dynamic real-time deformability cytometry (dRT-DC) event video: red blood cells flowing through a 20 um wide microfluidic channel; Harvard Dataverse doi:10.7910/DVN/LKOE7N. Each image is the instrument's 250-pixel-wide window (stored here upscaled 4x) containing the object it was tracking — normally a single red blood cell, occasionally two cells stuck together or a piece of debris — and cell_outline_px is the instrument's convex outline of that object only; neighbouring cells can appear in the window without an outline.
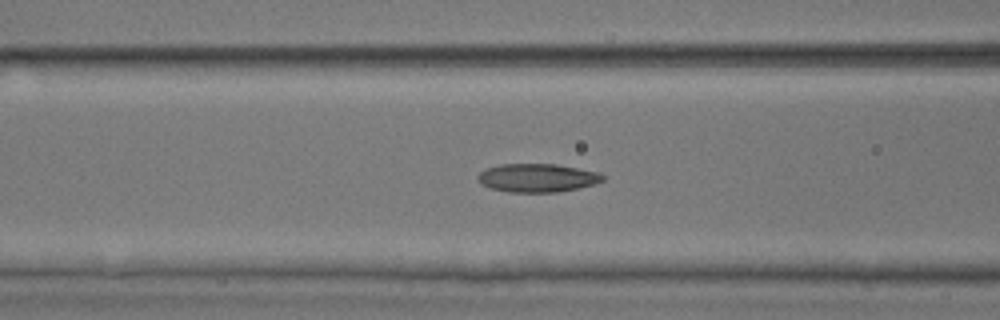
{"species": "common noctule bat (a hibernating species)", "species_latin": "Nyctalus noctula", "temperature_condition": "room temperature", "stored_images_in_passage": 41, "camera_frame_rate_fps": 3000, "um_per_image_px": 0.085, "animal": {"sex": "male", "body_mass_g": 17.9, "forearm_length_mm": 54.2}, "frame": {"image": 1, "passage_image": 8, "time_ms": 2.333, "image_size_px": [1000, 320], "cell_outline_px": [[604, 180], [596, 184], [580, 188], [560, 192], [508, 192], [488, 188], [480, 184], [476, 180], [476, 176], [480, 172], [488, 168], [500, 164], [556, 164], [600, 172], [604, 176]], "centroid_in_image_um": [45.67, 15.13], "position_along_channel_um": 120.9, "area_um2": 21.04}}
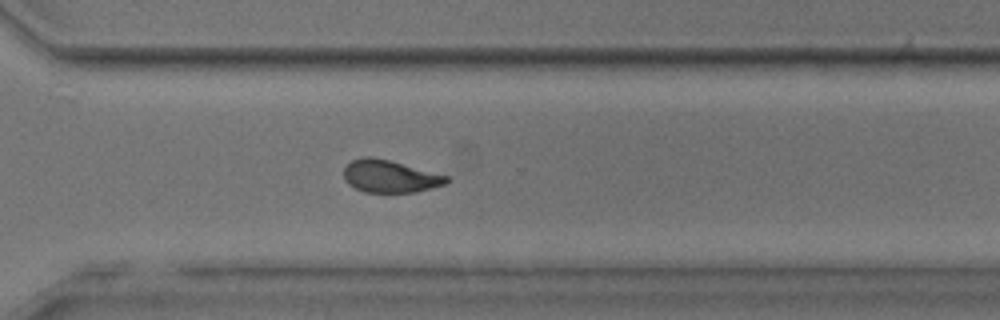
{"frame": {"image": 2, "passage_image": 25, "time_ms": 8.0, "image_size_px": [1000, 320], "cell_outline_px": [[452, 180], [448, 184], [416, 192], [364, 192], [348, 184], [344, 180], [344, 168], [352, 160], [364, 156], [372, 156], [388, 160], [448, 176]], "centroid_in_image_um": [33.16, 14.99], "position_along_channel_um": 337.4, "area_um2": 19.42}}
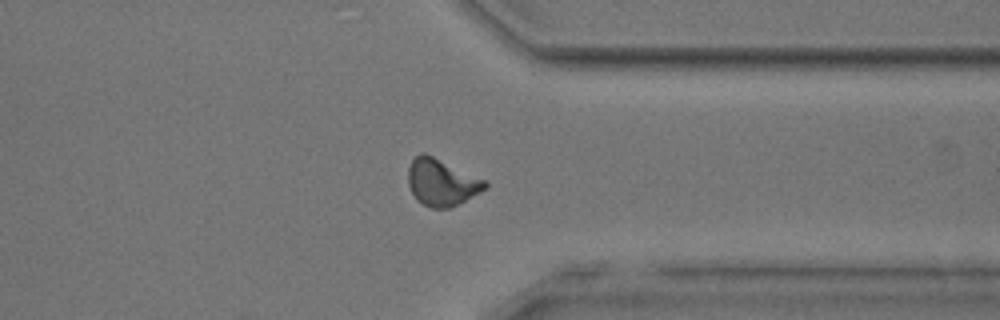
{"frame": {"image": 3, "passage_image": 28, "time_ms": 9.0, "image_size_px": [1000, 320], "cell_outline_px": [[488, 188], [452, 208], [432, 208], [416, 200], [408, 184], [408, 168], [412, 160], [420, 152], [424, 152], [488, 180]], "centroid_in_image_um": [37.58, 15.5], "position_along_channel_um": 373.8, "area_um2": 21.33}, "authors_computed_cell_mechanics": {"area_um2": 19.8254, "velocity_mm_per_s": 3.82, "shape_relaxation_time_tau1_ms": 7.4412, "shape_relaxation_time_tau2_ms": 2.8202, "deformation_change_tau1": 0.1732, "deformation_change_tau2": 0.0929}}